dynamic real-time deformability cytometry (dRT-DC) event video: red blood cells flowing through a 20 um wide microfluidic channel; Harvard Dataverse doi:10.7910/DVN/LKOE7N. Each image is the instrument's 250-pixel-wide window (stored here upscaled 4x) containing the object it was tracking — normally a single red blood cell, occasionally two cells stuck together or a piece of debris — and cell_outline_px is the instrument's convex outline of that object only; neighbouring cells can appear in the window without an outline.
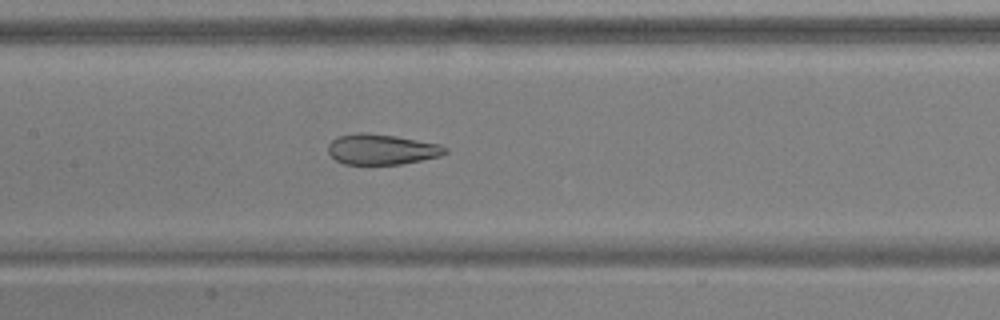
{"species": "common noctule bat (a hibernating species)", "species_latin": "Nyctalus noctula", "temperature_condition": "warm", "stored_images_in_passage": 44, "camera_frame_rate_fps": 3000, "um_per_image_px": 0.085, "animal": {"sex": "male", "body_mass_g": 17.9, "forearm_length_mm": 54.2}, "frame": {"image": 1, "passage_image": 26, "time_ms": 8.333, "image_size_px": [1000, 320], "cell_outline_px": [[448, 152], [440, 156], [400, 164], [344, 164], [336, 160], [328, 152], [328, 144], [336, 136], [356, 132], [364, 132], [396, 136], [440, 144], [448, 148]], "centroid_in_image_um": [32.43, 12.68], "position_along_channel_um": 175.0, "area_um2": 20.87}}
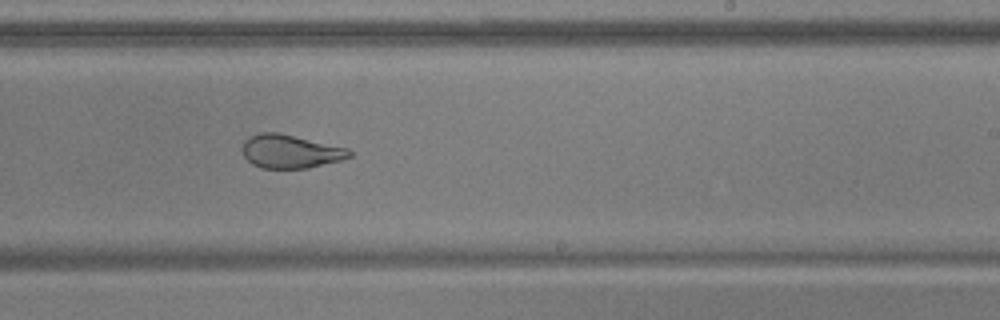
{"frame": {"image": 2, "passage_image": 33, "time_ms": 10.667, "image_size_px": [1000, 320], "cell_outline_px": [[352, 156], [340, 160], [308, 168], [260, 168], [252, 164], [244, 156], [240, 148], [244, 140], [248, 136], [260, 132], [280, 132], [348, 148], [352, 152]], "centroid_in_image_um": [24.64, 12.85], "position_along_channel_um": 264.4, "area_um2": 21.15}}
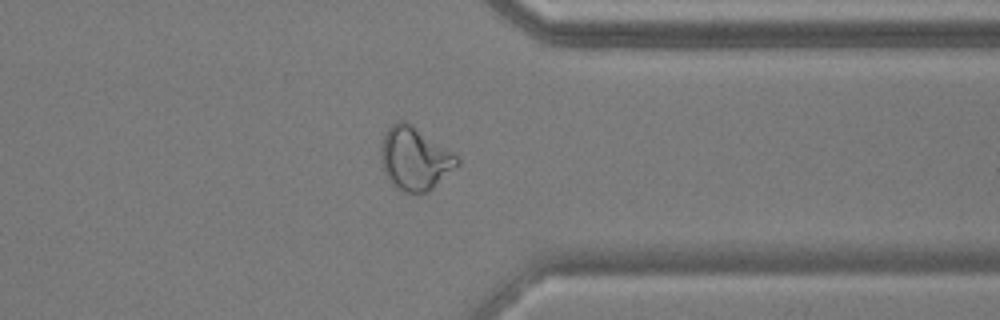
{"frame": {"image": 3, "passage_image": 42, "time_ms": 13.667, "image_size_px": [1000, 320], "cell_outline_px": [[460, 164], [428, 192], [404, 192], [396, 188], [388, 180], [384, 172], [380, 160], [380, 148], [384, 136], [388, 128], [396, 120], [404, 120], [460, 156]], "centroid_in_image_um": [35.25, 13.48], "position_along_channel_um": 376.1, "area_um2": 28.09}, "authors_computed_cell_mechanics": {"area_um2": 25.6921, "velocity_mm_per_s": 3.846, "shape_relaxation_time_tau1_ms": null, "shape_relaxation_time_tau2_ms": 1.2222, "deformation_change_tau1": null, "deformation_change_tau2": 0.068}}